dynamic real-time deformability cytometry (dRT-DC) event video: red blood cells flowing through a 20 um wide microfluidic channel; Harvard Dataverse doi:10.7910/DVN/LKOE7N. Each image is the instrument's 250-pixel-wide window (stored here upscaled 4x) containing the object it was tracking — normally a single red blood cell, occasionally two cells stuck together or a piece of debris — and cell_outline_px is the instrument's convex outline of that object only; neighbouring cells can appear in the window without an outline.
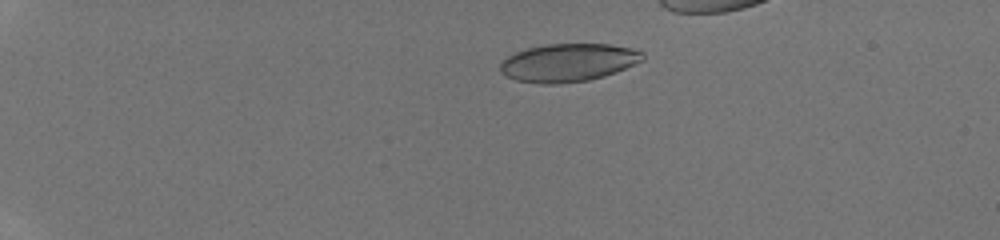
{"species": "human", "species_latin": "Homo sapiens", "temperature_condition": "room temperature", "stored_images_in_passage": 45, "camera_frame_rate_fps": 3000, "um_per_image_px": 0.085, "donor": {"sex": "male"}, "frame": {"image": 1, "passage_image": 13, "time_ms": 4.0, "image_size_px": [1000, 240], "cell_outline_px": [[644, 60], [616, 72], [604, 76], [588, 80], [556, 84], [540, 84], [516, 80], [500, 72], [500, 64], [508, 56], [516, 52], [528, 48], [544, 44], [612, 44], [632, 48], [644, 52]], "centroid_in_image_um": [48.33, 5.32], "position_along_channel_um": 36.7, "area_um2": 31.62}}
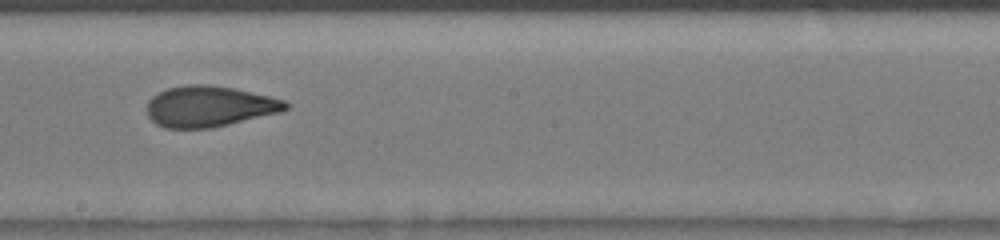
{"frame": {"image": 2, "passage_image": 31, "time_ms": 10.0, "image_size_px": [1000, 240], "cell_outline_px": [[288, 108], [280, 112], [212, 128], [164, 128], [156, 124], [148, 116], [148, 100], [152, 96], [168, 88], [188, 84], [212, 84], [232, 88], [268, 96], [284, 100], [288, 104]], "centroid_in_image_um": [17.76, 9.04], "position_along_channel_um": 230.4, "area_um2": 32.83}}
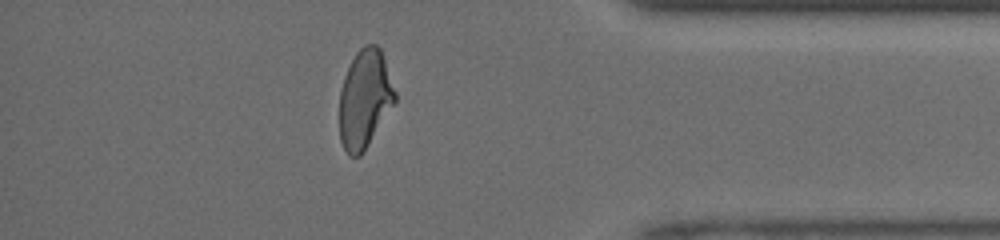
{"frame": {"image": 3, "passage_image": 43, "time_ms": 14.0, "image_size_px": [1000, 240], "cell_outline_px": [[396, 100], [360, 156], [348, 156], [340, 140], [340, 92], [344, 76], [356, 52], [364, 44], [376, 44], [380, 48], [396, 92]], "centroid_in_image_um": [30.99, 8.39], "position_along_channel_um": 404.2, "area_um2": 31.39}}